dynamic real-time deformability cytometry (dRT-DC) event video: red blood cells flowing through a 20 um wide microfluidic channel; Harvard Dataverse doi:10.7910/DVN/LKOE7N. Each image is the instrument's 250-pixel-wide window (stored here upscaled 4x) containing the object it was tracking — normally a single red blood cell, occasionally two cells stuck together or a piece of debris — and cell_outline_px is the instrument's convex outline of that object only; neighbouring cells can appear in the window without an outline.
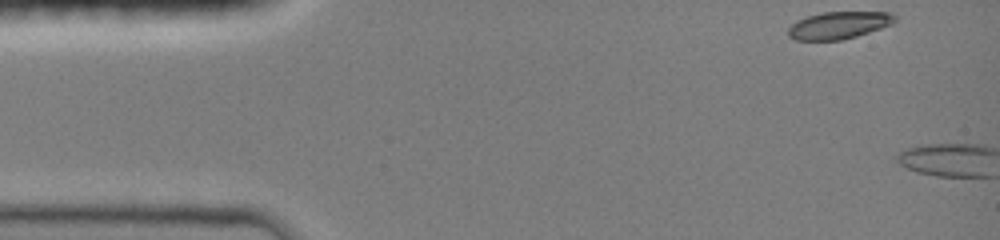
{"species": "common noctule bat (a hibernating species)", "species_latin": "Nyctalus noctula", "temperature_condition": "room temperature", "stored_images_in_passage": 2, "camera_frame_rate_fps": 3000, "um_per_image_px": 0.085, "animal": {"sex": "female", "body_mass_g": 19.0, "forearm_length_mm": 51.5}, "frame": {"image": 1, "passage_image": 1, "time_ms": 0.0, "image_size_px": [1000, 240], "cell_outline_px": [[896, 20], [892, 24], [856, 36], [840, 40], [796, 40], [788, 36], [788, 28], [796, 20], [808, 16], [824, 12], [892, 12], [896, 16]], "centroid_in_image_um": [71.29, 2.14], "position_along_channel_um": 13.7, "area_um2": 16.88}}